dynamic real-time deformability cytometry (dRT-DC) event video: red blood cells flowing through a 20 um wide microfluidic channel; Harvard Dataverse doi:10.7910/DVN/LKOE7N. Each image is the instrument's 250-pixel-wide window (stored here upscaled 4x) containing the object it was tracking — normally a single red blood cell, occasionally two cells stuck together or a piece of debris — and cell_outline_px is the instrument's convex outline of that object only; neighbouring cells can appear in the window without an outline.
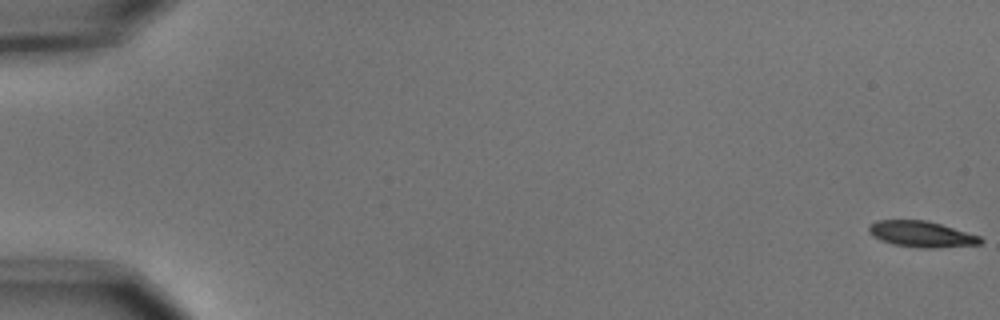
{"species": "common noctule bat (a hibernating species)", "species_latin": "Nyctalus noctula", "temperature_condition": "cold", "stored_images_in_passage": 8, "segment_of_instrument_passage": [1, 2], "camera_frame_rate_fps": 3000, "um_per_image_px": 0.085, "animal": {"sex": "male", "body_mass_g": 15.6}, "frame": {"image": 1, "passage_image": 1, "time_ms": 0.0, "image_size_px": [1000, 320], "cell_outline_px": [[984, 240], [980, 244], [932, 248], [920, 248], [892, 244], [880, 240], [872, 236], [868, 232], [868, 224], [876, 220], [924, 220], [940, 224], [980, 236]], "centroid_in_image_um": [78.27, 19.9], "position_along_channel_um": 6.7, "area_um2": 16.94}}
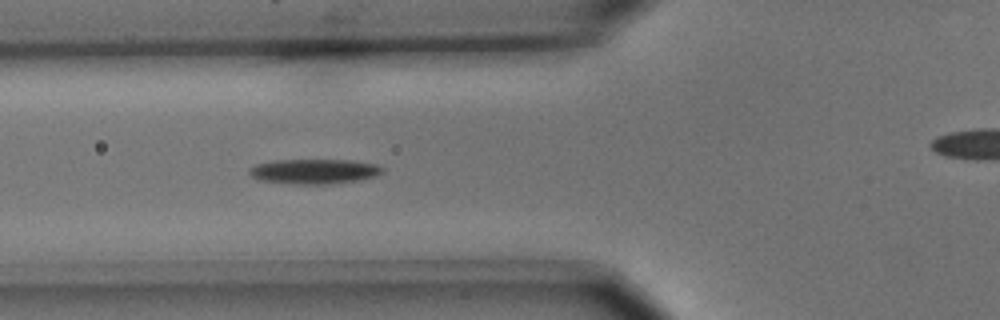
{"frame": {"image": 2, "passage_image": 7, "time_ms": 2.0, "image_size_px": [1000, 320], "cell_outline_px": [[384, 172], [376, 176], [356, 180], [328, 184], [296, 184], [260, 180], [252, 176], [248, 172], [248, 168], [256, 164], [276, 160], [348, 160], [376, 164], [384, 168]], "centroid_in_image_um": [26.7, 14.56], "position_along_channel_um": 99.1, "area_um2": 19.19}}